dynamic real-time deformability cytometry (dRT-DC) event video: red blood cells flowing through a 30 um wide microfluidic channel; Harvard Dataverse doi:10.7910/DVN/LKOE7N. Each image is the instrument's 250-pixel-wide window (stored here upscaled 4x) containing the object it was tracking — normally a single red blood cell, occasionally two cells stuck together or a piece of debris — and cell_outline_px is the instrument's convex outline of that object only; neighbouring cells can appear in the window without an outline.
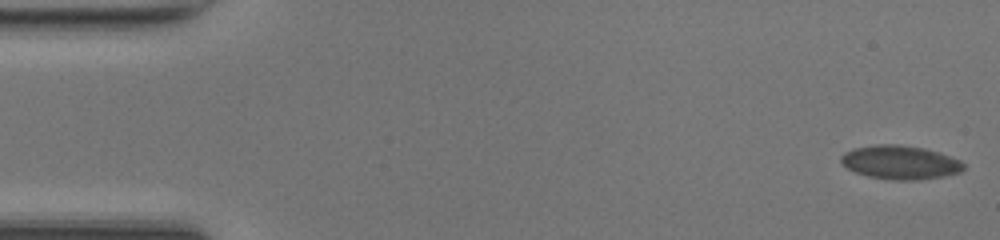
{"species": "common noctule bat (a hibernating species)", "species_latin": "Nyctalus noctula", "temperature_condition": "room temperature", "stored_images_in_passage": 51, "camera_frame_rate_fps": 3000, "um_per_image_px": 0.085, "animal": {"sex": "female", "body_mass_g": 17.0, "forearm_length_mm": 48.0}, "frame": {"image": 1, "passage_image": 1, "time_ms": 0.0, "image_size_px": [1000, 240], "cell_outline_px": [[964, 168], [960, 172], [940, 176], [912, 180], [900, 180], [868, 176], [856, 172], [848, 168], [840, 160], [840, 156], [844, 152], [852, 148], [876, 144], [896, 144], [924, 148], [960, 160], [964, 164]], "centroid_in_image_um": [76.47, 13.78], "position_along_channel_um": 8.5, "area_um2": 23.7}}
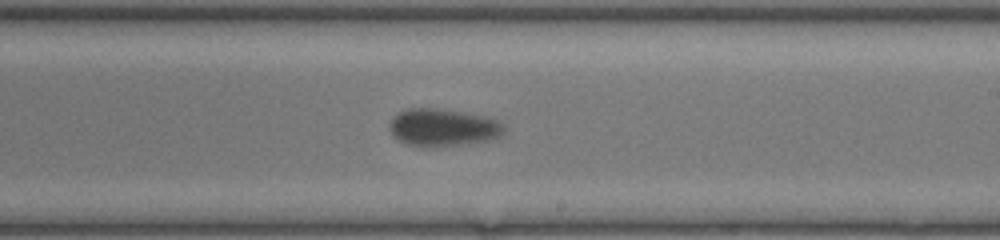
{"frame": {"image": 2, "passage_image": 30, "time_ms": 9.667, "image_size_px": [1000, 240], "cell_outline_px": [[504, 132], [500, 136], [488, 140], [460, 144], [428, 148], [424, 148], [408, 144], [392, 136], [388, 128], [388, 124], [392, 116], [408, 108], [440, 108], [464, 112], [484, 116], [500, 120], [504, 124]], "centroid_in_image_um": [37.62, 10.83], "position_along_channel_um": 251.4, "area_um2": 25.37}}
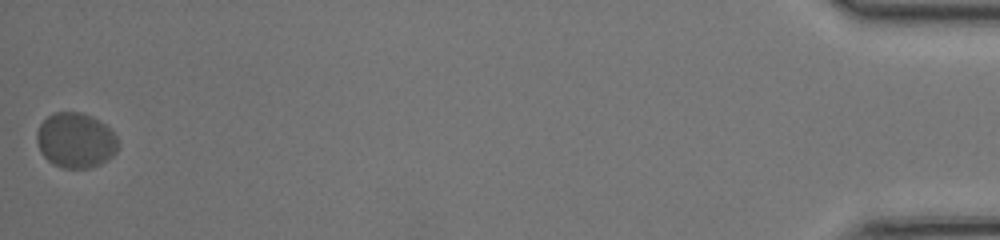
{"frame": {"image": 3, "passage_image": 51, "time_ms": 16.667, "image_size_px": [1000, 240], "cell_outline_px": [[116, 152], [108, 160], [100, 164], [88, 168], [64, 168], [52, 164], [40, 152], [36, 140], [36, 132], [40, 124], [52, 112], [80, 112], [92, 116], [104, 124], [116, 136]], "centroid_in_image_um": [6.39, 11.93], "position_along_channel_um": 428.8, "area_um2": 26.07}, "authors_computed_cell_mechanics": {"area_um2": 24.7384, "velocity_mm_per_s": 4.0363, "shape_relaxation_time_tau1_ms": 1.0529, "shape_relaxation_time_tau2_ms": null, "deformation_change_tau1": 0.0586, "deformation_change_tau2": null}}